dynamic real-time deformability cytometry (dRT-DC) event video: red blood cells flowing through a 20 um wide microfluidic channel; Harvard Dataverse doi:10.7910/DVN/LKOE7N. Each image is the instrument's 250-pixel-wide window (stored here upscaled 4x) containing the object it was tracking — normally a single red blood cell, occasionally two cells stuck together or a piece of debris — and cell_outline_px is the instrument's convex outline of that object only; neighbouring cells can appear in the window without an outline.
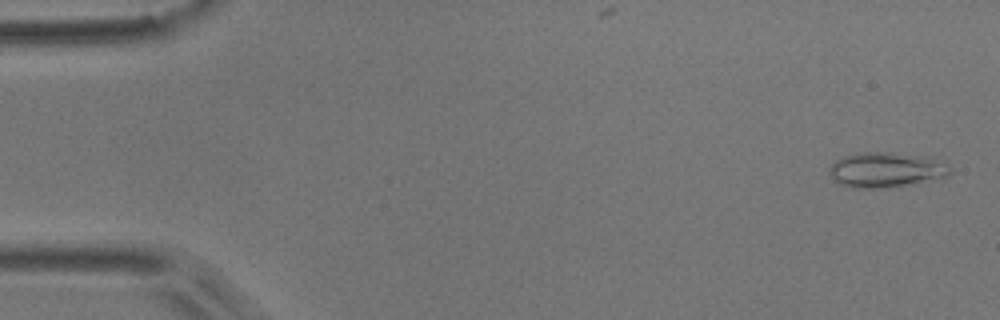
{"species": "common noctule bat (a hibernating species)", "species_latin": "Nyctalus noctula", "temperature_condition": "room temperature", "stored_images_in_passage": 3, "camera_frame_rate_fps": 3000, "um_per_image_px": 0.085, "animal": {"sex": "male", "body_mass_g": 17.9}, "frame": {"image": 1, "passage_image": 1, "time_ms": 0.0, "image_size_px": [1000, 320], "cell_outline_px": [[952, 172], [948, 176], [892, 188], [852, 188], [840, 184], [828, 172], [832, 164], [836, 160], [844, 156], [860, 152], [888, 152], [940, 156], [952, 168]], "centroid_in_image_um": [75.43, 14.41], "position_along_channel_um": 9.6, "area_um2": 25.43}}